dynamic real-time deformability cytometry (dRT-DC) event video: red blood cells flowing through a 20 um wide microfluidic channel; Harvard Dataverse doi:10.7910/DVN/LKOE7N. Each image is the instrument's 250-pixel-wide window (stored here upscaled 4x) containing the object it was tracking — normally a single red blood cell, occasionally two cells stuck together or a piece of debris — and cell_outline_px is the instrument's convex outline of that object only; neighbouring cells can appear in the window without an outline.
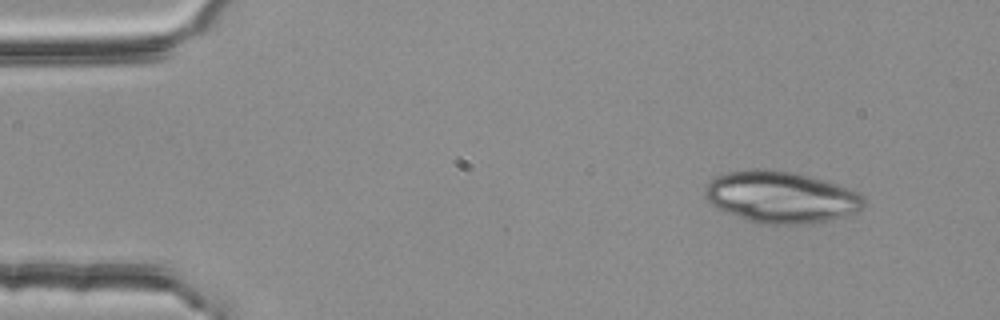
{"species": "common noctule bat (a hibernating species)", "species_latin": "Nyctalus noctula", "temperature_condition": "room temperature", "stored_images_in_passage": 49, "camera_frame_rate_fps": 3000, "um_per_image_px": 0.085, "animal": {"sex": "female", "body_mass_g": 25.1}, "frame": {"image": 1, "passage_image": 1, "time_ms": 0.0, "image_size_px": [1000, 320], "cell_outline_px": [[864, 204], [856, 212], [832, 220], [812, 224], [764, 224], [748, 220], [724, 212], [708, 204], [704, 196], [704, 188], [716, 176], [728, 172], [748, 168], [764, 168], [792, 172], [840, 184], [860, 192], [864, 196]], "centroid_in_image_um": [66.37, 16.75], "position_along_channel_um": 18.6, "area_um2": 48.44}}
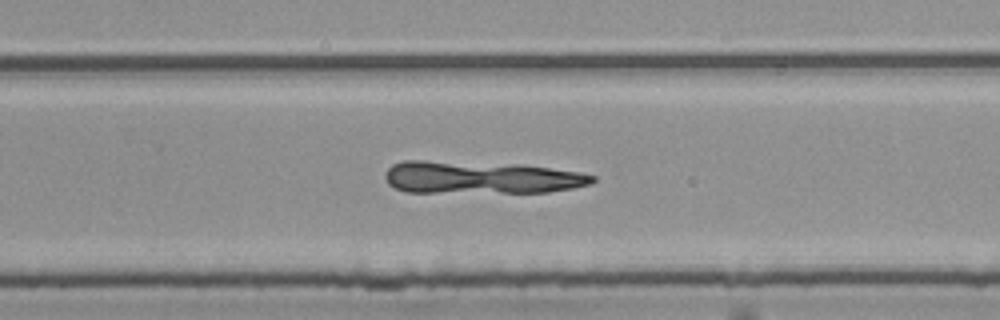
{"frame": {"image": 2, "passage_image": 30, "time_ms": 9.667, "image_size_px": [1000, 320], "cell_outline_px": [[596, 180], [592, 184], [572, 188], [548, 192], [404, 192], [388, 184], [384, 176], [388, 168], [392, 164], [404, 160], [424, 160], [520, 164], [580, 172], [596, 176]], "centroid_in_image_um": [40.86, 15.08], "position_along_channel_um": 288.9, "area_um2": 39.54}}
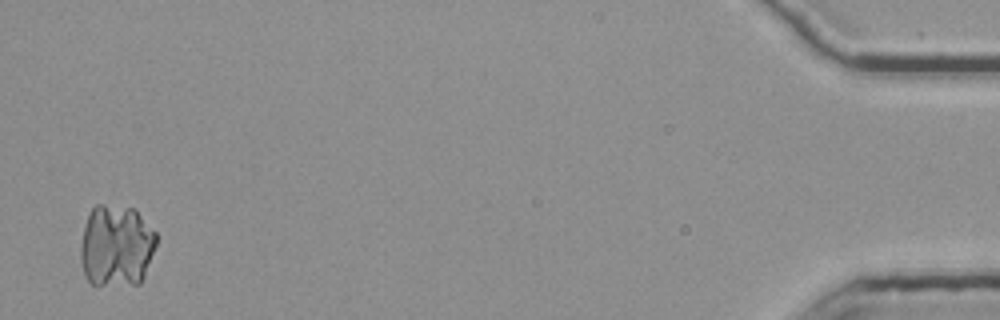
{"frame": {"image": 3, "passage_image": 48, "time_ms": 15.667, "image_size_px": [1000, 320], "cell_outline_px": [[156, 244], [144, 276], [140, 284], [96, 288], [84, 276], [80, 260], [80, 248], [84, 224], [88, 212], [96, 204], [104, 204], [136, 208], [156, 232]], "centroid_in_image_um": [9.86, 20.92], "position_along_channel_um": 425.3, "area_um2": 37.4}}